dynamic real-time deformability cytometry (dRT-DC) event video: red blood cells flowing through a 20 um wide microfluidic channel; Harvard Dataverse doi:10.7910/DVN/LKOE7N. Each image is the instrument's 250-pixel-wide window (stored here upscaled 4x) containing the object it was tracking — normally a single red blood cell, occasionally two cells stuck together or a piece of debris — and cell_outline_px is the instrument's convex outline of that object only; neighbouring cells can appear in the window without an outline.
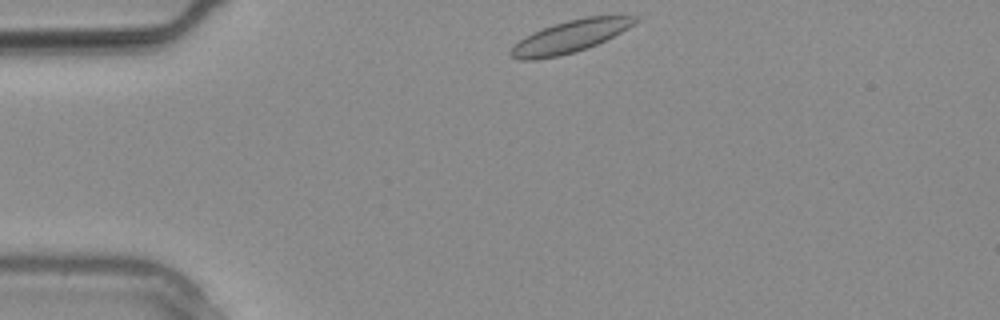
{"species": "common noctule bat (a hibernating species)", "species_latin": "Nyctalus noctula", "temperature_condition": "warm", "stored_images_in_passage": 14, "camera_frame_rate_fps": 3000, "um_per_image_px": 0.085, "animal": {"sex": "male", "body_mass_g": 20.4}, "frame": {"image": 1, "passage_image": 1, "time_ms": 0.0, "image_size_px": [1000, 320], "cell_outline_px": [[640, 20], [620, 32], [588, 48], [560, 56], [536, 60], [520, 60], [512, 56], [508, 52], [524, 36], [532, 32], [568, 20], [584, 16], [640, 16]], "centroid_in_image_um": [48.44, 3.11], "position_along_channel_um": 36.6, "area_um2": 23.06}}